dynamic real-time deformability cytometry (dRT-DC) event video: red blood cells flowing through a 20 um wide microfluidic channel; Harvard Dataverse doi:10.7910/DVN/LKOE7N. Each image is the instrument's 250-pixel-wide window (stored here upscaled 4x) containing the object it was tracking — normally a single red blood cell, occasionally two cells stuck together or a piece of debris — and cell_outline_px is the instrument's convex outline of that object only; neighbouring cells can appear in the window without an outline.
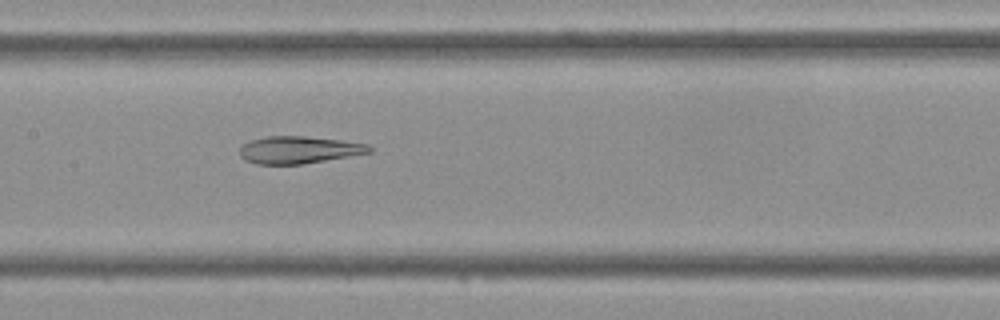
{"species": "Egyptian fruit bat (a non-hibernating species)", "species_latin": "Rousettus aegyptiacus", "temperature_condition": "cold", "stored_images_in_passage": 32, "camera_frame_rate_fps": 3000, "um_per_image_px": 0.085, "frame": {"image": 1, "passage_image": 9, "time_ms": 2.667, "image_size_px": [1000, 320], "cell_outline_px": [[372, 152], [300, 164], [256, 164], [244, 160], [240, 156], [240, 148], [244, 144], [252, 140], [268, 136], [304, 136], [340, 140], [368, 144], [372, 148]], "centroid_in_image_um": [25.38, 12.73], "position_along_channel_um": 182.0, "area_um2": 20.35}}
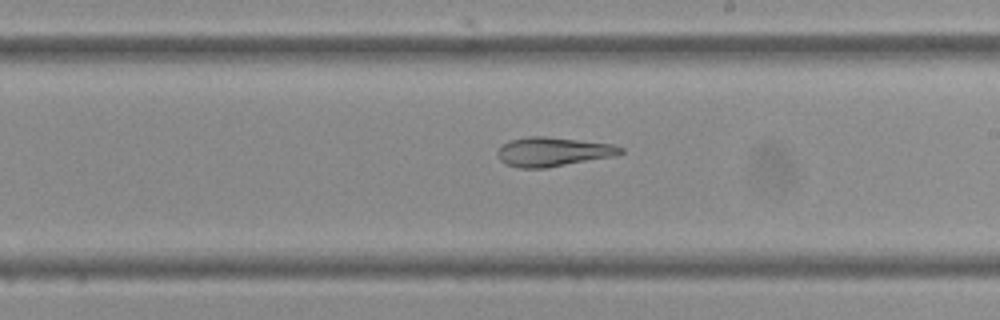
{"frame": {"image": 2, "passage_image": 13, "time_ms": 4.0, "image_size_px": [1000, 320], "cell_outline_px": [[624, 152], [616, 156], [544, 168], [520, 168], [504, 164], [500, 160], [496, 152], [508, 140], [528, 136], [544, 136], [612, 144], [624, 148]], "centroid_in_image_um": [46.99, 12.9], "position_along_channel_um": 242.0, "area_um2": 20.92}}
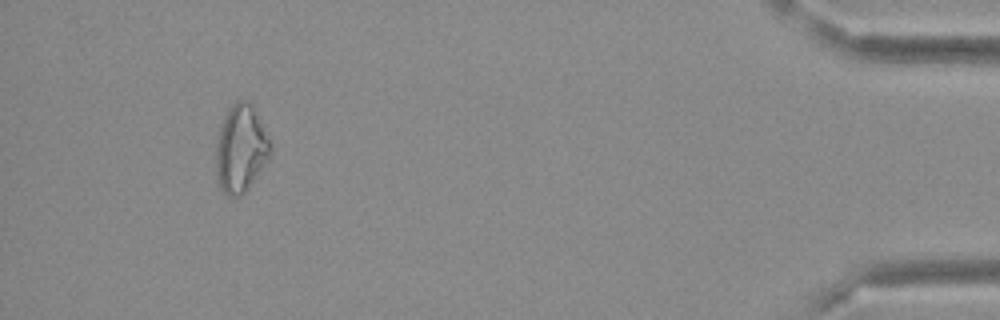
{"frame": {"image": 3, "passage_image": 29, "time_ms": 9.333, "image_size_px": [1000, 320], "cell_outline_px": [[272, 152], [244, 192], [240, 196], [224, 196], [216, 180], [216, 140], [220, 124], [228, 108], [232, 104], [240, 100], [248, 100], [252, 104], [272, 148]], "centroid_in_image_um": [20.41, 12.63], "position_along_channel_um": 414.8, "area_um2": 27.51}}